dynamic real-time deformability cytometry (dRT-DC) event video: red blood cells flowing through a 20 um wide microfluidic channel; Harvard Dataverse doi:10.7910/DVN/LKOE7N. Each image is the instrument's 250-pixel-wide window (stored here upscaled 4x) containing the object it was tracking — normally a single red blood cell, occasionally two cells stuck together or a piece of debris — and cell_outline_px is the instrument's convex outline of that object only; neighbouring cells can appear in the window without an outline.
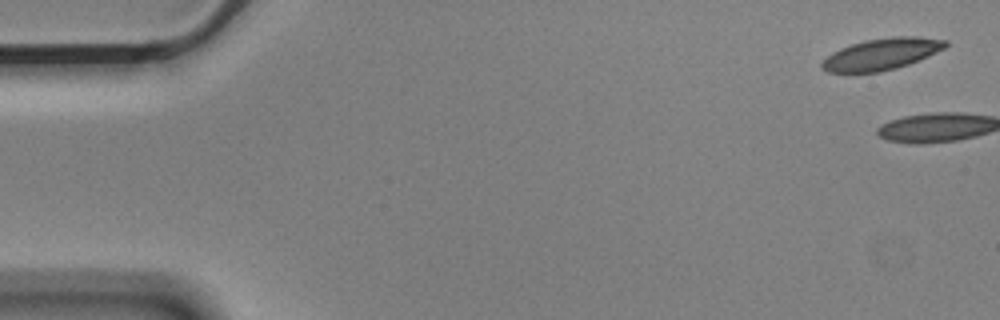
{"species": "Egyptian fruit bat (a non-hibernating species)", "species_latin": "Rousettus aegyptiacus", "temperature_condition": "cold", "stored_images_in_passage": 7, "camera_frame_rate_fps": 3000, "um_per_image_px": 0.085, "animal": {"sex": "male"}, "frame": {"image": 1, "passage_image": 1, "time_ms": 0.0, "image_size_px": [1000, 320], "cell_outline_px": [[948, 44], [944, 48], [908, 64], [896, 68], [880, 72], [828, 72], [820, 68], [820, 64], [832, 52], [840, 48], [864, 40], [892, 36], [920, 36], [948, 40]], "centroid_in_image_um": [74.92, 4.58], "position_along_channel_um": 10.1, "area_um2": 22.6}}
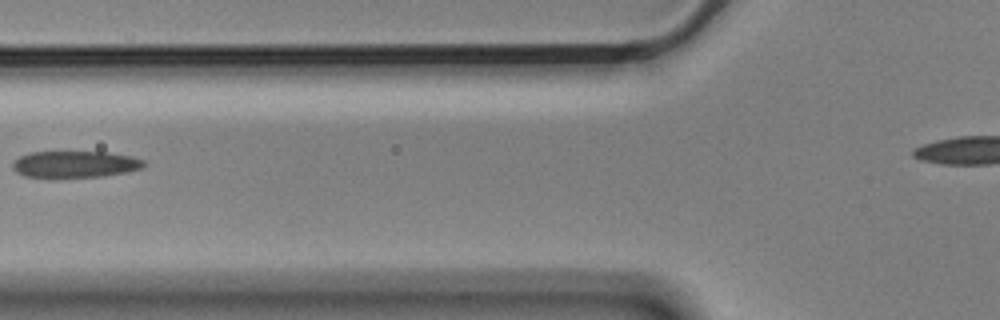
{"frame": {"image": 2, "passage_image": 7, "time_ms": 2.0, "image_size_px": [1000, 320], "cell_outline_px": [[144, 168], [128, 172], [100, 176], [52, 180], [24, 176], [16, 172], [12, 168], [12, 164], [20, 156], [28, 152], [108, 152], [132, 156], [144, 160]], "centroid_in_image_um": [6.34, 14.0], "position_along_channel_um": 119.5, "area_um2": 21.15}}